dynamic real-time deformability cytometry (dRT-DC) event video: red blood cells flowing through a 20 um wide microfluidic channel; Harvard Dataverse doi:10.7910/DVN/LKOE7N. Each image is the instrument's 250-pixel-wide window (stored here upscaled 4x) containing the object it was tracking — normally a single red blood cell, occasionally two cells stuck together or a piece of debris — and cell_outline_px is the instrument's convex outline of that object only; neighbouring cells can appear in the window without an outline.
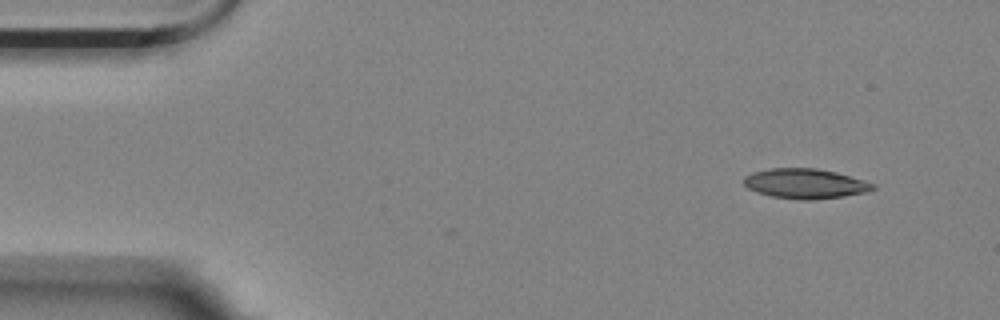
{"species": "Egyptian fruit bat (a non-hibernating species)", "species_latin": "Rousettus aegyptiacus", "temperature_condition": "room temperature", "stored_images_in_passage": 4, "camera_frame_rate_fps": 3000, "um_per_image_px": 0.085, "animal": {"sex": "female"}, "frame": {"image": 1, "passage_image": 1, "time_ms": 0.0, "image_size_px": [1000, 320], "cell_outline_px": [[876, 188], [868, 192], [844, 196], [812, 200], [800, 200], [772, 196], [756, 192], [748, 188], [744, 184], [744, 176], [752, 172], [772, 168], [816, 168], [836, 172], [864, 180], [876, 184]], "centroid_in_image_um": [68.46, 15.61], "position_along_channel_um": 16.5, "area_um2": 22.6}}